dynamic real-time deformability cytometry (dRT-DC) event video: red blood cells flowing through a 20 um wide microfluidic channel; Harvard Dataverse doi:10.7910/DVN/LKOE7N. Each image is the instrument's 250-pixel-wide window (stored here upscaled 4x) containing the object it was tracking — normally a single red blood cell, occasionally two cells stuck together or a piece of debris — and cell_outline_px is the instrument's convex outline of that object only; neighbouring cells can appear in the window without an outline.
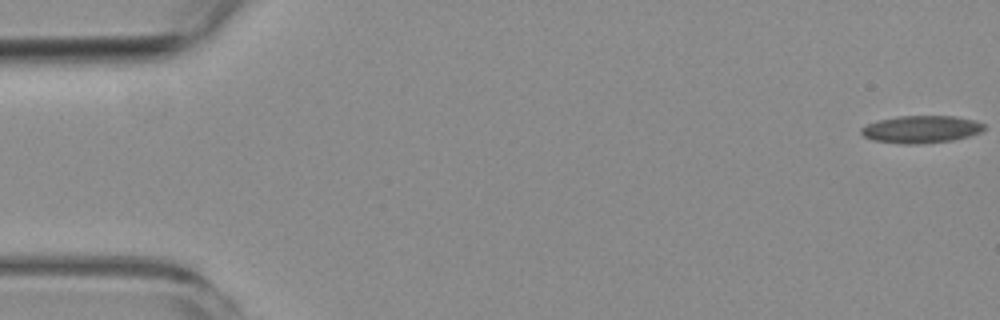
{"species": "common noctule bat (a hibernating species)", "species_latin": "Nyctalus noctula", "temperature_condition": "room temperature", "stored_images_in_passage": 9, "camera_frame_rate_fps": 3000, "um_per_image_px": 0.085, "animal": {"sex": "female", "body_mass_g": 19.3, "forearm_length_mm": 54.1}, "frame": {"image": 1, "passage_image": 1, "time_ms": 0.0, "image_size_px": [1000, 320], "cell_outline_px": [[984, 128], [980, 132], [968, 136], [952, 140], [916, 144], [908, 144], [872, 140], [864, 136], [860, 132], [860, 128], [868, 124], [880, 120], [896, 116], [952, 116], [976, 120], [984, 124]], "centroid_in_image_um": [78.29, 10.98], "position_along_channel_um": 6.7, "area_um2": 19.42}}
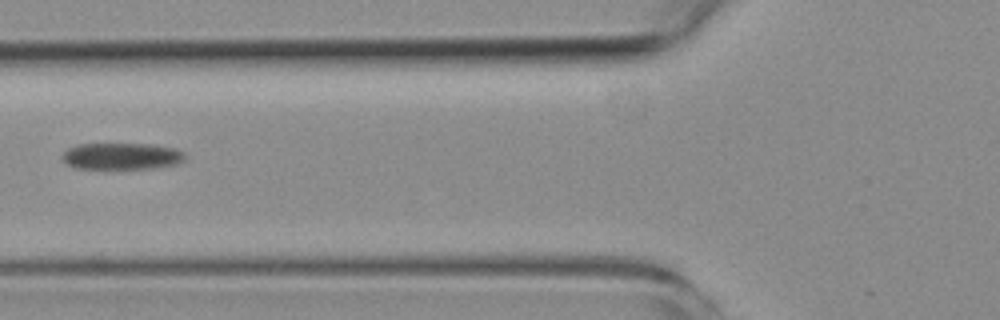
{"frame": {"image": 2, "passage_image": 7, "time_ms": 7.0, "image_size_px": [1000, 320], "cell_outline_px": [[184, 160], [176, 164], [156, 168], [76, 168], [68, 164], [64, 160], [64, 152], [68, 148], [80, 144], [152, 144], [176, 148], [184, 152]], "centroid_in_image_um": [10.4, 13.27], "position_along_channel_um": 115.4, "area_um2": 18.84}}
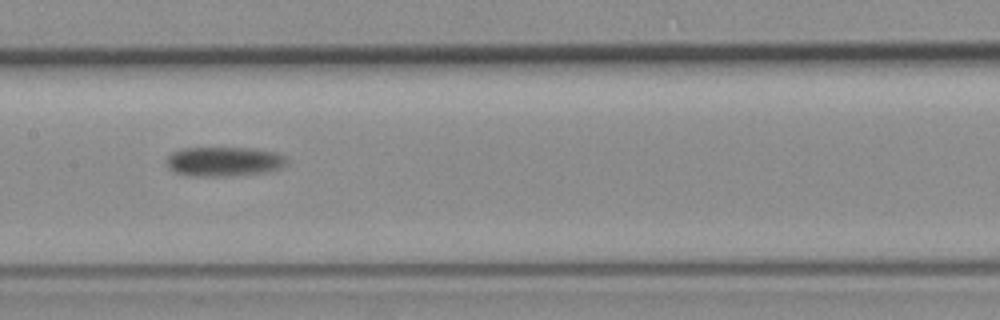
{"frame": {"image": 3, "passage_image": 9, "time_ms": 9.0, "image_size_px": [1000, 320], "cell_outline_px": [[288, 164], [280, 168], [268, 172], [232, 176], [188, 176], [176, 172], [168, 168], [168, 156], [172, 152], [184, 148], [248, 148], [272, 152], [284, 156], [288, 160]], "centroid_in_image_um": [19.05, 13.74], "position_along_channel_um": 188.3, "area_um2": 20.63}}